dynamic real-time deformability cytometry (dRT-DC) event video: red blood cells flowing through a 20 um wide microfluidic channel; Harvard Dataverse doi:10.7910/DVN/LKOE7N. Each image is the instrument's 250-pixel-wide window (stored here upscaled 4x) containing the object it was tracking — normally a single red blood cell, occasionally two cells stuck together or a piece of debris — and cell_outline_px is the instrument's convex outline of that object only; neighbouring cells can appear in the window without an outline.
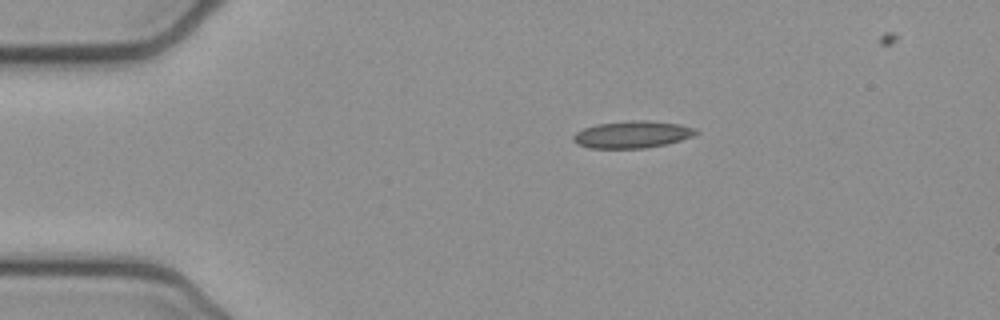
{"species": "common noctule bat (a hibernating species)", "species_latin": "Nyctalus noctula", "temperature_condition": "cold", "stored_images_in_passage": 40, "camera_frame_rate_fps": 3000, "um_per_image_px": 0.085, "animal": {"sex": "female", "body_mass_g": 21.9}, "frame": {"image": 1, "passage_image": 1, "time_ms": 0.0, "image_size_px": [1000, 320], "cell_outline_px": [[700, 132], [692, 136], [668, 144], [644, 148], [588, 148], [576, 144], [572, 140], [572, 136], [576, 132], [584, 128], [596, 124], [632, 120], [648, 120], [680, 124], [696, 128]], "centroid_in_image_um": [53.74, 11.43], "position_along_channel_um": 31.3, "area_um2": 19.54}}
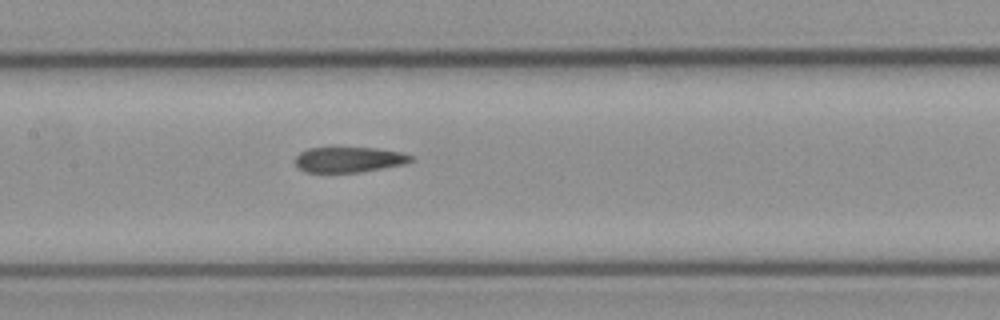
{"frame": {"image": 2, "passage_image": 16, "time_ms": 5.0, "image_size_px": [1000, 320], "cell_outline_px": [[412, 160], [404, 164], [384, 168], [360, 172], [304, 172], [296, 164], [296, 156], [300, 152], [308, 148], [372, 148], [404, 152], [412, 156]], "centroid_in_image_um": [29.67, 13.57], "position_along_channel_um": 177.7, "area_um2": 16.99}}
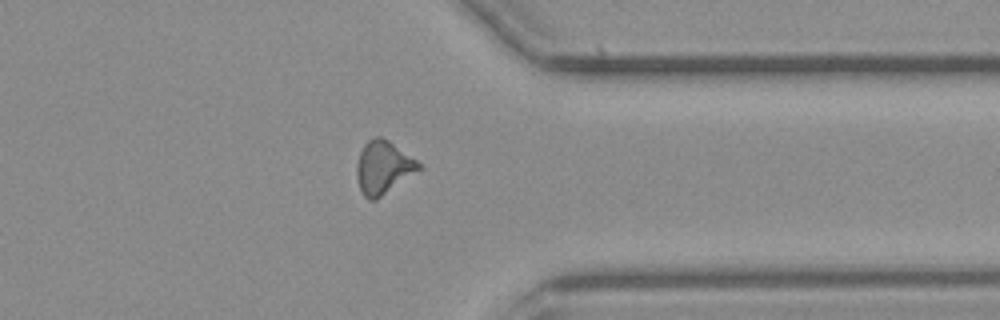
{"frame": {"image": 3, "passage_image": 32, "time_ms": 10.333, "image_size_px": [1000, 320], "cell_outline_px": [[424, 168], [376, 200], [368, 200], [364, 196], [360, 188], [356, 176], [356, 164], [360, 152], [364, 144], [368, 140], [376, 136], [380, 136], [388, 140], [416, 160]], "centroid_in_image_um": [32.57, 14.25], "position_along_channel_um": 378.8, "area_um2": 19.25}}